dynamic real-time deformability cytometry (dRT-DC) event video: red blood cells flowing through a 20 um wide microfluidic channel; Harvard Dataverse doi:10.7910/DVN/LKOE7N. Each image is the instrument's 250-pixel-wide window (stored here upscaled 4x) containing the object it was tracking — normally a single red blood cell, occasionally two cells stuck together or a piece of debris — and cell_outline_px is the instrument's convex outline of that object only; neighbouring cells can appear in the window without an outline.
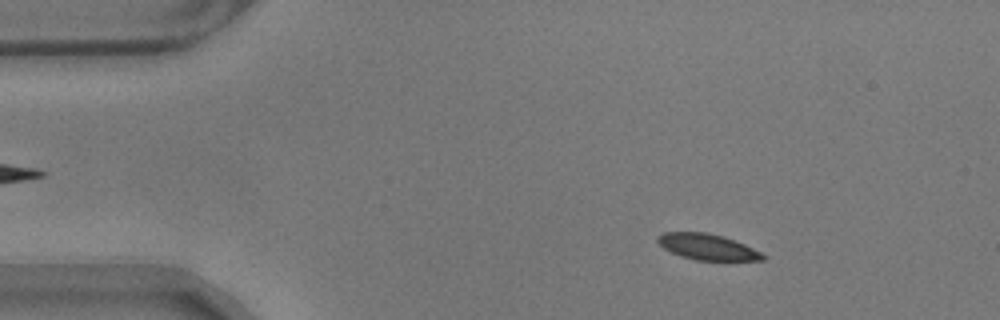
{"species": "common noctule bat (a hibernating species)", "species_latin": "Nyctalus noctula", "temperature_condition": "warm", "stored_images_in_passage": 57, "camera_frame_rate_fps": 3000, "um_per_image_px": 0.085, "animal": {"sex": "male", "body_mass_g": 17.9}, "frame": {"image": 1, "passage_image": 8, "time_ms": 2.333, "image_size_px": [1000, 320], "cell_outline_px": [[768, 256], [764, 260], [696, 260], [680, 256], [664, 248], [656, 240], [656, 236], [664, 232], [704, 232], [724, 236], [744, 244]], "centroid_in_image_um": [60.12, 20.98], "position_along_channel_um": 24.9, "area_um2": 15.84}}
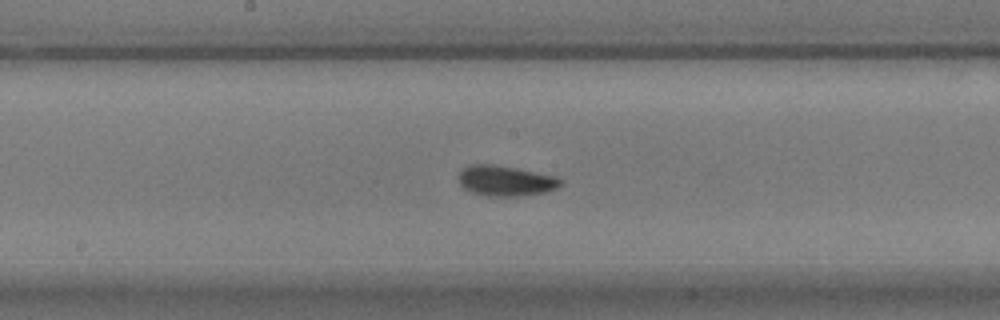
{"frame": {"image": 2, "passage_image": 29, "time_ms": 9.333, "image_size_px": [1000, 320], "cell_outline_px": [[564, 180], [556, 188], [544, 192], [520, 196], [488, 196], [472, 192], [464, 188], [460, 184], [460, 172], [464, 168], [472, 164], [492, 164], [516, 168], [556, 176]], "centroid_in_image_um": [42.99, 15.36], "position_along_channel_um": 205.2, "area_um2": 17.86}}
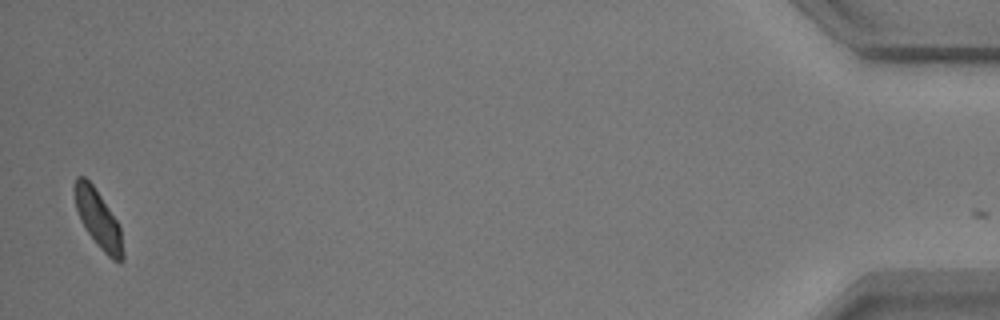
{"frame": {"image": 3, "passage_image": 56, "time_ms": 18.333, "image_size_px": [1000, 320], "cell_outline_px": [[124, 260], [120, 264], [112, 260], [96, 244], [80, 220], [76, 208], [72, 188], [76, 176], [84, 176], [92, 184], [120, 224], [124, 252]], "centroid_in_image_um": [8.36, 18.64], "position_along_channel_um": 426.8, "area_um2": 16.59}, "authors_computed_cell_mechanics": {"area_um2": 16.8776, "velocity_mm_per_s": 3.4877, "shape_relaxation_time_tau1_ms": 2.4615, "shape_relaxation_time_tau2_ms": 1.3392, "deformation_change_tau1": 0.0944, "deformation_change_tau2": 0.066}}